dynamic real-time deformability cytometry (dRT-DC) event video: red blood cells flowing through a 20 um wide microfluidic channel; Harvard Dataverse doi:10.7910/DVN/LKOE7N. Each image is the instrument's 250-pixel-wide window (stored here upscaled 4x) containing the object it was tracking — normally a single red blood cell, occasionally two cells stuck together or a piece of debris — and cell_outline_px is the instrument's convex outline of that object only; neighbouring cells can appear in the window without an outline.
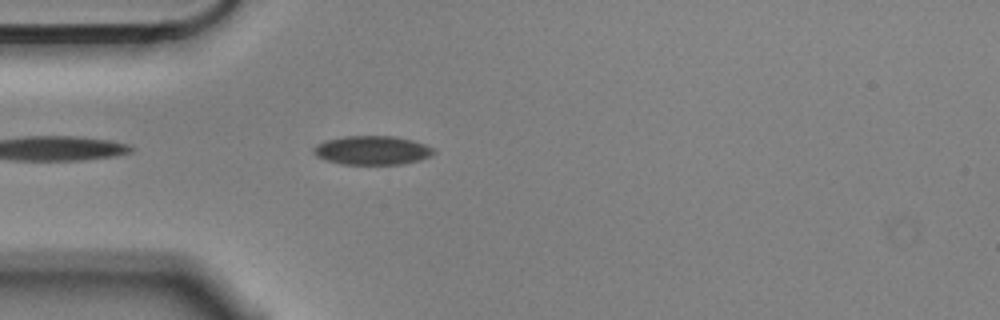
{"species": "Egyptian fruit bat (a non-hibernating species)", "species_latin": "Rousettus aegyptiacus", "temperature_condition": "cold", "stored_images_in_passage": 1, "camera_frame_rate_fps": 3000, "um_per_image_px": 0.085, "animal": {"sex": "male"}, "frame": {"image": 1, "passage_image": 1, "time_ms": 0.0, "image_size_px": [1000, 320], "cell_outline_px": [[436, 152], [420, 160], [400, 164], [340, 164], [316, 156], [312, 152], [312, 148], [316, 144], [324, 140], [344, 136], [392, 136], [412, 140], [424, 144], [432, 148]], "centroid_in_image_um": [31.58, 12.77], "position_along_channel_um": 53.4, "area_um2": 20.17}}